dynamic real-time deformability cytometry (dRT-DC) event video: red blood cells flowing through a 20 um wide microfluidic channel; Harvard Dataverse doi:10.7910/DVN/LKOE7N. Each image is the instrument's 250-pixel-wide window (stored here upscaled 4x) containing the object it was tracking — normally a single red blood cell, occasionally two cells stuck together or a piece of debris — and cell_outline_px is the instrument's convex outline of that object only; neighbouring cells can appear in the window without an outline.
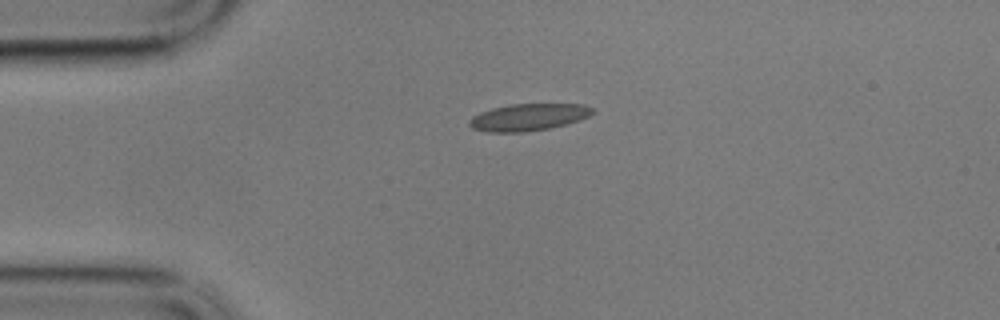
{"species": "common noctule bat (a hibernating species)", "species_latin": "Nyctalus noctula", "temperature_condition": "cold", "stored_images_in_passage": 46, "camera_frame_rate_fps": 3000, "um_per_image_px": 0.085, "animal": {"sex": "male", "body_mass_g": 17.9}, "frame": {"image": 1, "passage_image": 1, "time_ms": 0.0, "image_size_px": [1000, 320], "cell_outline_px": [[592, 112], [588, 116], [580, 120], [548, 128], [524, 132], [488, 132], [472, 128], [468, 124], [468, 120], [472, 116], [480, 112], [492, 108], [508, 104], [584, 104], [592, 108]], "centroid_in_image_um": [44.86, 9.95], "position_along_channel_um": 40.1, "area_um2": 19.31}}
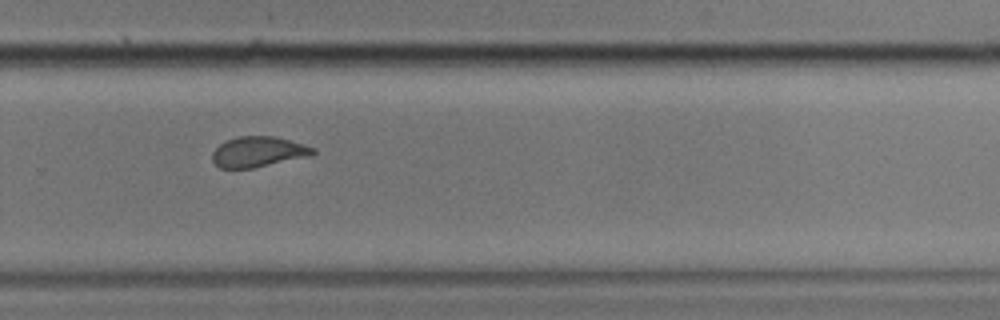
{"frame": {"image": 2, "passage_image": 27, "time_ms": 8.667, "image_size_px": [1000, 320], "cell_outline_px": [[316, 152], [312, 156], [252, 168], [220, 168], [212, 160], [212, 152], [220, 144], [228, 140], [240, 136], [276, 136], [316, 148]], "centroid_in_image_um": [21.99, 12.9], "position_along_channel_um": 307.8, "area_um2": 17.86}}
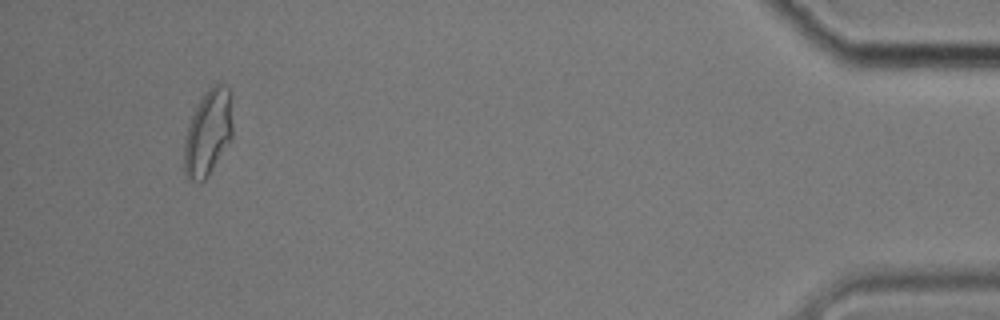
{"frame": {"image": 3, "passage_image": 43, "time_ms": 14.0, "image_size_px": [1000, 320], "cell_outline_px": [[232, 140], [204, 180], [188, 180], [184, 176], [184, 140], [192, 116], [200, 100], [208, 88], [216, 84], [224, 84], [232, 92]], "centroid_in_image_um": [17.71, 11.26], "position_along_channel_um": 417.5, "area_um2": 24.33}, "authors_computed_cell_mechanics": {"area_um2": 18.9006, "velocity_mm_per_s": 3.3763, "shape_relaxation_time_tau1_ms": 8.4479, "shape_relaxation_time_tau2_ms": 0.6448, "deformation_change_tau1": 0.216, "deformation_change_tau2": 0.0582}}